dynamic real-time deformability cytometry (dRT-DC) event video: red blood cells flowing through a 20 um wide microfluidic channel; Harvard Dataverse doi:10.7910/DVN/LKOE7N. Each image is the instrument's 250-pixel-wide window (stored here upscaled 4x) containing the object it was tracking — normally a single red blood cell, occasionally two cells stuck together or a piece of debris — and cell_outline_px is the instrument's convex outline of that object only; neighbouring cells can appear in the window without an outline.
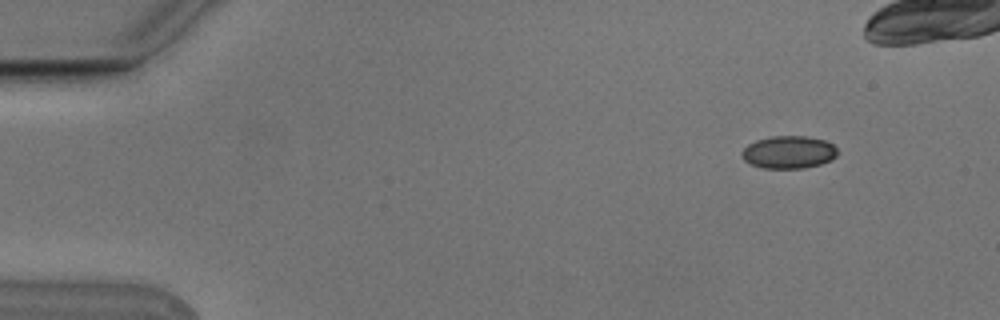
{"species": "Egyptian fruit bat (a non-hibernating species)", "species_latin": "Rousettus aegyptiacus", "temperature_condition": "cold", "stored_images_in_passage": 5, "camera_frame_rate_fps": 3000, "um_per_image_px": 0.085, "animal": {"sex": "male"}, "frame": {"image": 1, "passage_image": 1, "time_ms": 0.0, "image_size_px": [1000, 320], "cell_outline_px": [[840, 152], [832, 160], [820, 164], [804, 168], [764, 168], [752, 164], [744, 160], [740, 156], [740, 152], [748, 144], [756, 140], [772, 136], [808, 136], [824, 140], [832, 144]], "centroid_in_image_um": [67.05, 12.93], "position_along_channel_um": 18.0, "area_um2": 18.32}}